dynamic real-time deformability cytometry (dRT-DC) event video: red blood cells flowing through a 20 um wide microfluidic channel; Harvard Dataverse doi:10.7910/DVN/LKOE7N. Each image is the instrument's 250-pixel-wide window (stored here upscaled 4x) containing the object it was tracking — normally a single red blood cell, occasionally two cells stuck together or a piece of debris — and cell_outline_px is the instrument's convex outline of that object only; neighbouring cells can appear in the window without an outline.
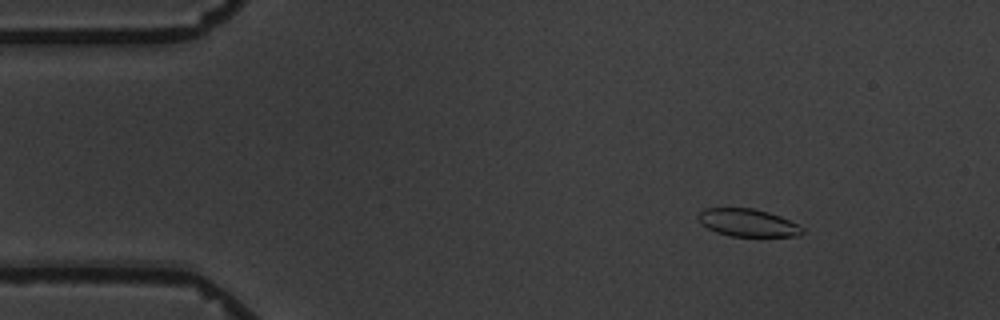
{"species": "common noctule bat (a hibernating species)", "species_latin": "Nyctalus noctula", "temperature_condition": "warm", "stored_images_in_passage": 6, "camera_frame_rate_fps": 3000, "um_per_image_px": 0.085, "animal": {"sex": "male", "body_mass_g": 19.5, "forearm_length_mm": 54.6}, "frame": {"image": 1, "passage_image": 3, "time_ms": 2.333, "image_size_px": [1000, 320], "cell_outline_px": [[804, 232], [800, 236], [732, 236], [716, 232], [708, 228], [696, 216], [704, 208], [752, 208], [768, 212], [780, 216], [804, 228]], "centroid_in_image_um": [63.58, 18.93], "position_along_channel_um": 21.4, "area_um2": 16.59}}
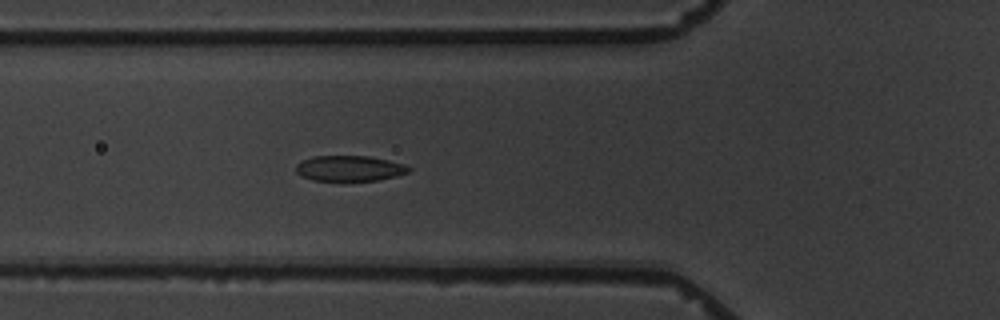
{"frame": {"image": 2, "passage_image": 6, "time_ms": 6.667, "image_size_px": [1000, 320], "cell_outline_px": [[412, 168], [408, 172], [396, 176], [376, 180], [312, 180], [300, 176], [296, 172], [296, 164], [312, 156], [368, 156], [388, 160], [404, 164]], "centroid_in_image_um": [29.69, 14.3], "position_along_channel_um": 96.1, "area_um2": 16.65}}